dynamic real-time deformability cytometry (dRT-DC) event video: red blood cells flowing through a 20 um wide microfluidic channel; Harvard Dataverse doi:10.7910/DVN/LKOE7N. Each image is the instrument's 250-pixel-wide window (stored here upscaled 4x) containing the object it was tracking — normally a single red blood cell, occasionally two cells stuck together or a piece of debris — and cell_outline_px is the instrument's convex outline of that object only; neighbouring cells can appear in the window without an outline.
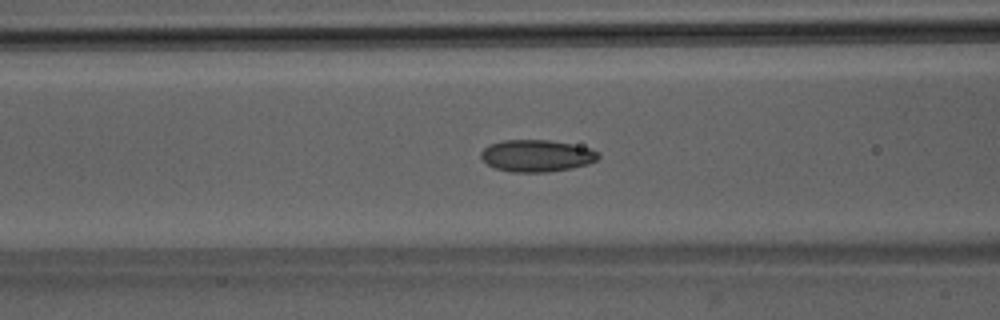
{"species": "Egyptian fruit bat (a non-hibernating species)", "species_latin": "Rousettus aegyptiacus", "temperature_condition": "room temperature", "stored_images_in_passage": 50, "camera_frame_rate_fps": 3000, "um_per_image_px": 0.085, "animal": {"sex": "male"}, "frame": {"image": 1, "passage_image": 20, "time_ms": 6.333, "image_size_px": [1000, 320], "cell_outline_px": [[600, 156], [596, 160], [588, 164], [572, 168], [548, 172], [512, 172], [496, 168], [488, 164], [480, 156], [480, 152], [488, 144], [504, 140], [548, 140], [572, 144], [592, 148], [600, 152]], "centroid_in_image_um": [45.64, 13.23], "position_along_channel_um": 121.0, "area_um2": 21.96}}
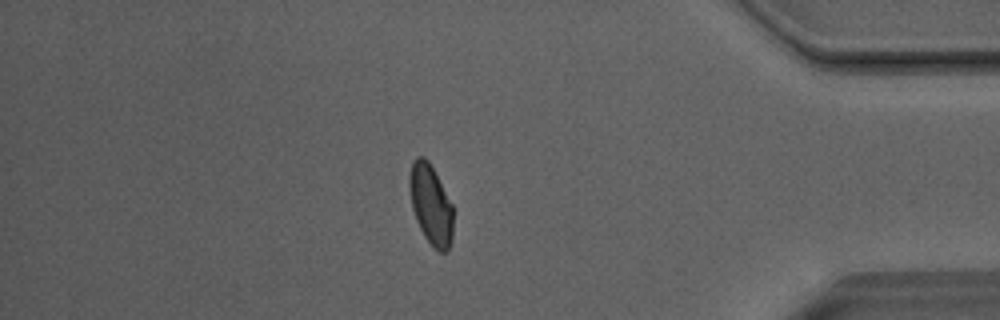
{"frame": {"image": 2, "passage_image": 43, "time_ms": 14.0, "image_size_px": [1000, 320], "cell_outline_px": [[452, 240], [448, 248], [444, 252], [440, 252], [424, 236], [416, 220], [412, 208], [408, 184], [408, 180], [412, 164], [416, 156], [424, 156], [428, 160], [452, 204]], "centroid_in_image_um": [36.6, 17.36], "position_along_channel_um": 398.6, "area_um2": 20.06}}
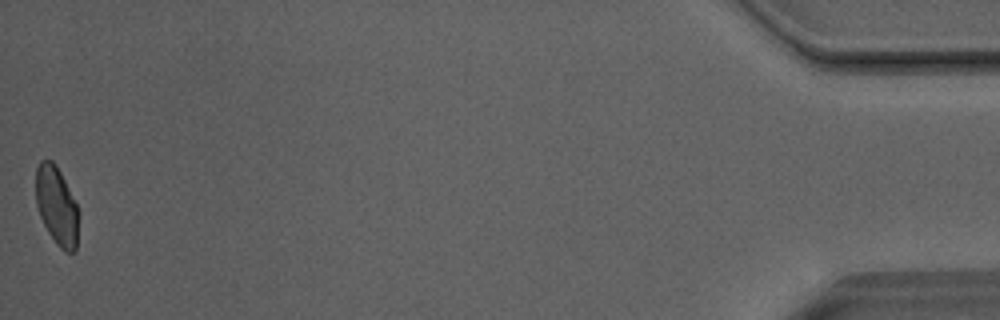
{"frame": {"image": 3, "passage_image": 50, "time_ms": 16.333, "image_size_px": [1000, 320], "cell_outline_px": [[80, 212], [76, 252], [64, 252], [56, 244], [48, 232], [40, 216], [36, 204], [36, 168], [40, 160], [52, 160], [56, 164]], "centroid_in_image_um": [4.84, 17.53], "position_along_channel_um": 430.4, "area_um2": 19.77}, "authors_computed_cell_mechanics": {"area_um2": 21.1259, "velocity_mm_per_s": 4.0714, "shape_relaxation_time_tau1_ms": 5.5301, "shape_relaxation_time_tau2_ms": 1.3215, "deformation_change_tau1": 0.1293, "deformation_change_tau2": 0.0631}}